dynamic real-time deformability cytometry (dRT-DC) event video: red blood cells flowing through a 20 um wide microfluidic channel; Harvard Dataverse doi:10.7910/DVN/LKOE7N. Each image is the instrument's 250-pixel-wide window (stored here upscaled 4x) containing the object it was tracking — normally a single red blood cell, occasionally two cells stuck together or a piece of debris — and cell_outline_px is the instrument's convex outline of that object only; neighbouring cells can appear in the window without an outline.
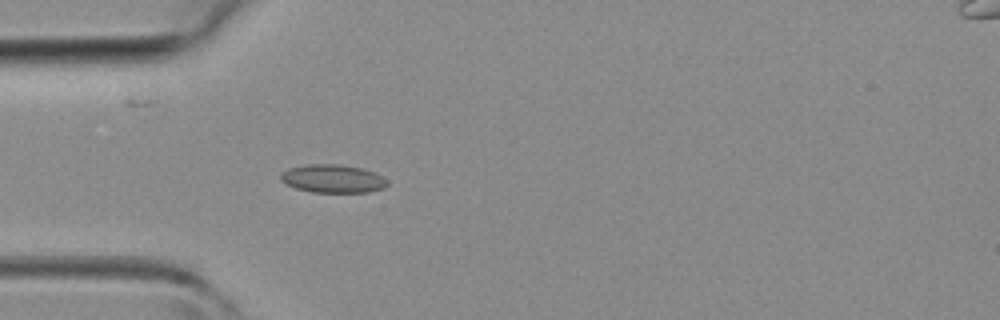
{"species": "common noctule bat (a hibernating species)", "species_latin": "Nyctalus noctula", "temperature_condition": "room temperature", "stored_images_in_passage": 30, "camera_frame_rate_fps": 3000, "um_per_image_px": 0.085, "animal": {"sex": "female", "body_mass_g": 19.3, "forearm_length_mm": 54.1}, "frame": {"image": 1, "passage_image": 1, "time_ms": 0.0, "image_size_px": [1000, 320], "cell_outline_px": [[388, 184], [384, 188], [368, 192], [312, 192], [296, 188], [280, 180], [280, 172], [288, 168], [308, 164], [340, 164], [360, 168], [372, 172], [388, 180]], "centroid_in_image_um": [28.26, 15.18], "position_along_channel_um": 56.7, "area_um2": 17.46}}
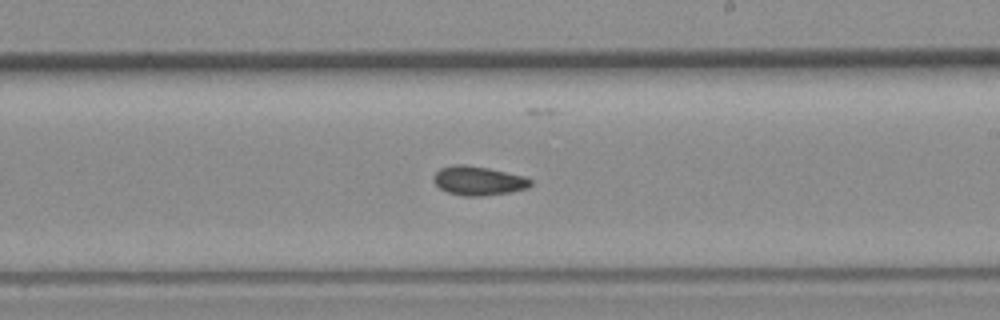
{"frame": {"image": 2, "passage_image": 13, "time_ms": 4.0, "image_size_px": [1000, 320], "cell_outline_px": [[532, 184], [528, 188], [512, 192], [480, 196], [464, 196], [448, 192], [440, 188], [432, 180], [432, 176], [440, 168], [456, 164], [464, 164], [488, 168], [524, 176], [532, 180]], "centroid_in_image_um": [40.66, 15.36], "position_along_channel_um": 248.3, "area_um2": 16.47}}
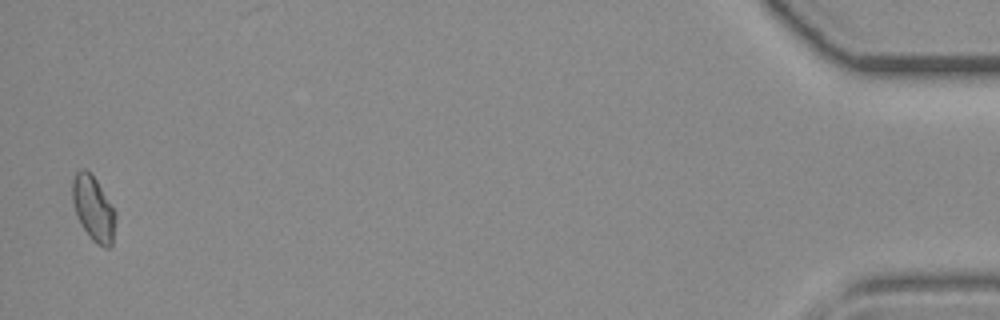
{"frame": {"image": 3, "passage_image": 30, "time_ms": 9.667, "image_size_px": [1000, 320], "cell_outline_px": [[116, 220], [112, 244], [108, 248], [104, 248], [92, 240], [88, 236], [76, 216], [72, 200], [72, 180], [76, 172], [84, 168], [96, 180], [116, 212]], "centroid_in_image_um": [7.93, 17.76], "position_along_channel_um": 427.3, "area_um2": 16.3}}